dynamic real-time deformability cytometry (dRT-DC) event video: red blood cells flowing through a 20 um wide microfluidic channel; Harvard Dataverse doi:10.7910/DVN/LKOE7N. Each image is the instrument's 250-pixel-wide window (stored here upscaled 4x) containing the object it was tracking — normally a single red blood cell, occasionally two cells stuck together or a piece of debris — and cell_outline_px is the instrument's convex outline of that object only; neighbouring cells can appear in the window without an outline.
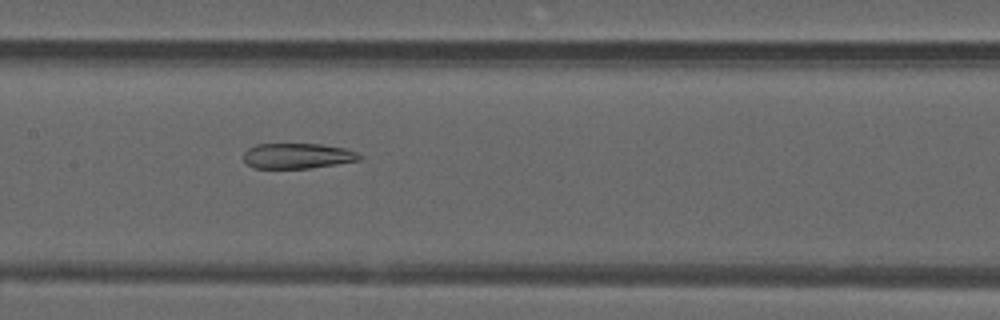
{"species": "common noctule bat (a hibernating species)", "species_latin": "Nyctalus noctula", "temperature_condition": "warm", "stored_images_in_passage": 51, "segment_of_instrument_passage": [2, 2], "camera_frame_rate_fps": 3000, "um_per_image_px": 0.085, "animal": {"sex": "male", "forearm_length_mm": 52.5}, "frame": {"image": 1, "passage_image": 25, "time_ms": 8.0, "image_size_px": [1000, 320], "cell_outline_px": [[364, 156], [360, 160], [312, 168], [252, 168], [244, 160], [244, 152], [248, 148], [256, 144], [320, 144], [344, 148], [356, 152]], "centroid_in_image_um": [25.29, 13.25], "position_along_channel_um": 182.1, "area_um2": 17.17}}
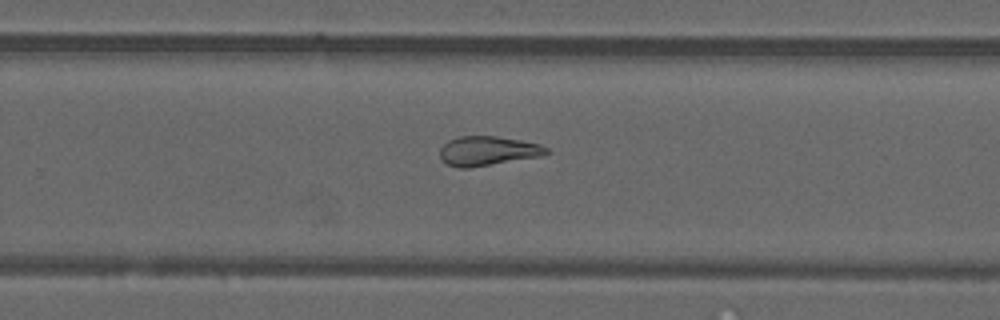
{"frame": {"image": 2, "passage_image": 33, "time_ms": 10.667, "image_size_px": [1000, 320], "cell_outline_px": [[548, 152], [540, 156], [468, 168], [456, 168], [440, 160], [440, 148], [448, 140], [460, 136], [496, 136], [520, 140], [540, 144], [548, 148]], "centroid_in_image_um": [41.41, 12.82], "position_along_channel_um": 288.4, "area_um2": 18.15}}
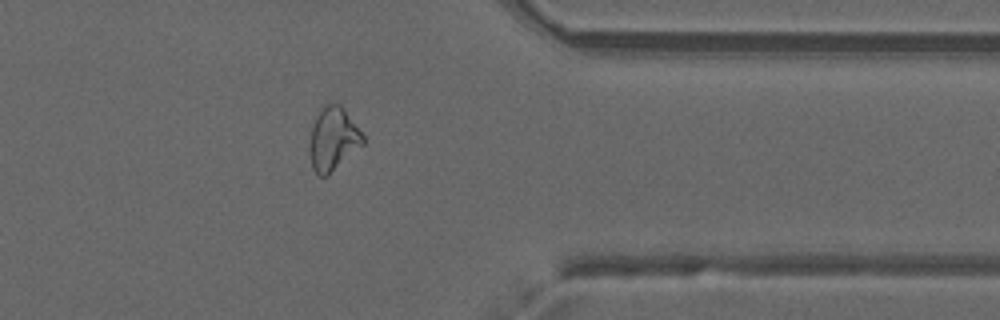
{"frame": {"image": 3, "passage_image": 41, "time_ms": 13.333, "image_size_px": [1000, 320], "cell_outline_px": [[364, 144], [328, 176], [320, 176], [312, 168], [308, 148], [308, 144], [312, 128], [316, 116], [324, 104], [328, 100], [336, 100], [344, 108], [364, 136]], "centroid_in_image_um": [28.3, 11.78], "position_along_channel_um": 383.1, "area_um2": 20.11}}